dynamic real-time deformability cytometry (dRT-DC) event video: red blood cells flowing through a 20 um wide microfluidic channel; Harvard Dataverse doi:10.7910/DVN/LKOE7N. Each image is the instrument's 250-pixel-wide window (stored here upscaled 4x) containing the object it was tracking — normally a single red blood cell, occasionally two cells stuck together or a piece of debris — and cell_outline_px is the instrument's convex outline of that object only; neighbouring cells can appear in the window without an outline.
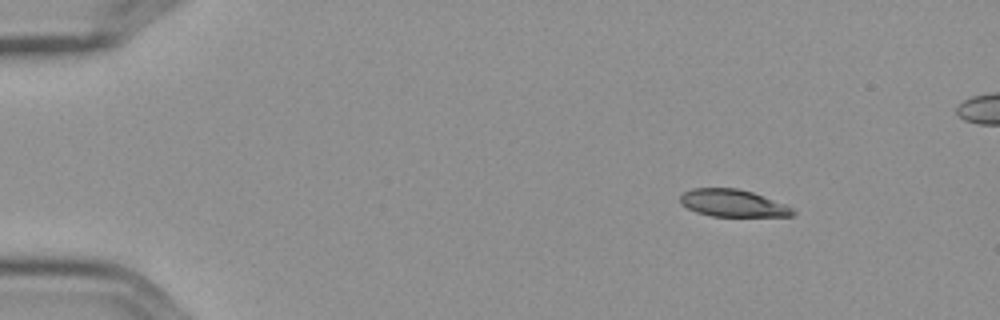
{"species": "Egyptian fruit bat (a non-hibernating species)", "species_latin": "Rousettus aegyptiacus", "temperature_condition": "cold", "stored_images_in_passage": 5, "camera_frame_rate_fps": 3000, "um_per_image_px": 0.085, "frame": {"image": 1, "passage_image": 2, "time_ms": 0.333, "image_size_px": [1000, 320], "cell_outline_px": [[796, 212], [792, 216], [712, 216], [696, 212], [680, 204], [680, 196], [684, 192], [692, 188], [736, 188], [752, 192], [784, 204], [792, 208]], "centroid_in_image_um": [62.26, 17.27], "position_along_channel_um": 22.7, "area_um2": 17.74}}